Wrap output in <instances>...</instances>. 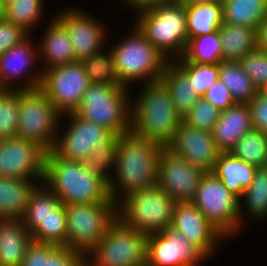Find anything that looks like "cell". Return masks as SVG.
I'll return each mask as SVG.
<instances>
[{
	"label": "cell",
	"instance_id": "obj_26",
	"mask_svg": "<svg viewBox=\"0 0 267 266\" xmlns=\"http://www.w3.org/2000/svg\"><path fill=\"white\" fill-rule=\"evenodd\" d=\"M239 201L242 226L245 217L252 222H261L267 218V166L256 168L252 183L244 190Z\"/></svg>",
	"mask_w": 267,
	"mask_h": 266
},
{
	"label": "cell",
	"instance_id": "obj_12",
	"mask_svg": "<svg viewBox=\"0 0 267 266\" xmlns=\"http://www.w3.org/2000/svg\"><path fill=\"white\" fill-rule=\"evenodd\" d=\"M90 85L81 61L43 71L39 89L62 114L73 113Z\"/></svg>",
	"mask_w": 267,
	"mask_h": 266
},
{
	"label": "cell",
	"instance_id": "obj_15",
	"mask_svg": "<svg viewBox=\"0 0 267 266\" xmlns=\"http://www.w3.org/2000/svg\"><path fill=\"white\" fill-rule=\"evenodd\" d=\"M59 11L55 17L66 27L77 61H82L107 47L110 41L108 24L99 21L82 8L64 7V10Z\"/></svg>",
	"mask_w": 267,
	"mask_h": 266
},
{
	"label": "cell",
	"instance_id": "obj_22",
	"mask_svg": "<svg viewBox=\"0 0 267 266\" xmlns=\"http://www.w3.org/2000/svg\"><path fill=\"white\" fill-rule=\"evenodd\" d=\"M252 129L249 105L235 103L220 112L211 134L221 152H230L237 141Z\"/></svg>",
	"mask_w": 267,
	"mask_h": 266
},
{
	"label": "cell",
	"instance_id": "obj_14",
	"mask_svg": "<svg viewBox=\"0 0 267 266\" xmlns=\"http://www.w3.org/2000/svg\"><path fill=\"white\" fill-rule=\"evenodd\" d=\"M33 37L29 35L0 56V77L7 89L24 91L40 87L43 70L36 68L41 64H37L39 50Z\"/></svg>",
	"mask_w": 267,
	"mask_h": 266
},
{
	"label": "cell",
	"instance_id": "obj_45",
	"mask_svg": "<svg viewBox=\"0 0 267 266\" xmlns=\"http://www.w3.org/2000/svg\"><path fill=\"white\" fill-rule=\"evenodd\" d=\"M248 105L252 128L267 135V93L259 90Z\"/></svg>",
	"mask_w": 267,
	"mask_h": 266
},
{
	"label": "cell",
	"instance_id": "obj_19",
	"mask_svg": "<svg viewBox=\"0 0 267 266\" xmlns=\"http://www.w3.org/2000/svg\"><path fill=\"white\" fill-rule=\"evenodd\" d=\"M171 226L209 259L226 240L192 202H176Z\"/></svg>",
	"mask_w": 267,
	"mask_h": 266
},
{
	"label": "cell",
	"instance_id": "obj_32",
	"mask_svg": "<svg viewBox=\"0 0 267 266\" xmlns=\"http://www.w3.org/2000/svg\"><path fill=\"white\" fill-rule=\"evenodd\" d=\"M61 204V201L41 183L32 192L21 220L32 234Z\"/></svg>",
	"mask_w": 267,
	"mask_h": 266
},
{
	"label": "cell",
	"instance_id": "obj_2",
	"mask_svg": "<svg viewBox=\"0 0 267 266\" xmlns=\"http://www.w3.org/2000/svg\"><path fill=\"white\" fill-rule=\"evenodd\" d=\"M140 86L136 97L131 95V133L166 148L183 118L173 104L169 89L161 80Z\"/></svg>",
	"mask_w": 267,
	"mask_h": 266
},
{
	"label": "cell",
	"instance_id": "obj_13",
	"mask_svg": "<svg viewBox=\"0 0 267 266\" xmlns=\"http://www.w3.org/2000/svg\"><path fill=\"white\" fill-rule=\"evenodd\" d=\"M65 120L67 123L64 124ZM112 135L98 124L91 123L77 114L67 113L61 116L53 151L61 158L83 162L94 152L96 146L105 143Z\"/></svg>",
	"mask_w": 267,
	"mask_h": 266
},
{
	"label": "cell",
	"instance_id": "obj_20",
	"mask_svg": "<svg viewBox=\"0 0 267 266\" xmlns=\"http://www.w3.org/2000/svg\"><path fill=\"white\" fill-rule=\"evenodd\" d=\"M166 148L172 154L186 159L205 173L212 172L221 153L210 132L191 127L183 121L172 142Z\"/></svg>",
	"mask_w": 267,
	"mask_h": 266
},
{
	"label": "cell",
	"instance_id": "obj_16",
	"mask_svg": "<svg viewBox=\"0 0 267 266\" xmlns=\"http://www.w3.org/2000/svg\"><path fill=\"white\" fill-rule=\"evenodd\" d=\"M207 259L171 225L147 236L146 266H201Z\"/></svg>",
	"mask_w": 267,
	"mask_h": 266
},
{
	"label": "cell",
	"instance_id": "obj_50",
	"mask_svg": "<svg viewBox=\"0 0 267 266\" xmlns=\"http://www.w3.org/2000/svg\"><path fill=\"white\" fill-rule=\"evenodd\" d=\"M184 5H195L209 2H222V0H179Z\"/></svg>",
	"mask_w": 267,
	"mask_h": 266
},
{
	"label": "cell",
	"instance_id": "obj_39",
	"mask_svg": "<svg viewBox=\"0 0 267 266\" xmlns=\"http://www.w3.org/2000/svg\"><path fill=\"white\" fill-rule=\"evenodd\" d=\"M192 83L197 95L203 97L207 89L219 79L218 64H197L188 61H172Z\"/></svg>",
	"mask_w": 267,
	"mask_h": 266
},
{
	"label": "cell",
	"instance_id": "obj_17",
	"mask_svg": "<svg viewBox=\"0 0 267 266\" xmlns=\"http://www.w3.org/2000/svg\"><path fill=\"white\" fill-rule=\"evenodd\" d=\"M46 152L36 144L14 136L0 140V177L43 182Z\"/></svg>",
	"mask_w": 267,
	"mask_h": 266
},
{
	"label": "cell",
	"instance_id": "obj_36",
	"mask_svg": "<svg viewBox=\"0 0 267 266\" xmlns=\"http://www.w3.org/2000/svg\"><path fill=\"white\" fill-rule=\"evenodd\" d=\"M230 152L257 168L267 166V135L252 129L237 141Z\"/></svg>",
	"mask_w": 267,
	"mask_h": 266
},
{
	"label": "cell",
	"instance_id": "obj_21",
	"mask_svg": "<svg viewBox=\"0 0 267 266\" xmlns=\"http://www.w3.org/2000/svg\"><path fill=\"white\" fill-rule=\"evenodd\" d=\"M44 34L37 39L39 42V60L43 71L56 66L76 62L70 36L66 27L55 17L47 21ZM45 62V63H43ZM44 65V66H43Z\"/></svg>",
	"mask_w": 267,
	"mask_h": 266
},
{
	"label": "cell",
	"instance_id": "obj_52",
	"mask_svg": "<svg viewBox=\"0 0 267 266\" xmlns=\"http://www.w3.org/2000/svg\"><path fill=\"white\" fill-rule=\"evenodd\" d=\"M3 9H4L3 3L2 0H0V16H2Z\"/></svg>",
	"mask_w": 267,
	"mask_h": 266
},
{
	"label": "cell",
	"instance_id": "obj_34",
	"mask_svg": "<svg viewBox=\"0 0 267 266\" xmlns=\"http://www.w3.org/2000/svg\"><path fill=\"white\" fill-rule=\"evenodd\" d=\"M174 61H188L197 64H218L223 61L219 30L210 34L190 38L181 58Z\"/></svg>",
	"mask_w": 267,
	"mask_h": 266
},
{
	"label": "cell",
	"instance_id": "obj_5",
	"mask_svg": "<svg viewBox=\"0 0 267 266\" xmlns=\"http://www.w3.org/2000/svg\"><path fill=\"white\" fill-rule=\"evenodd\" d=\"M132 26L129 34L110 49L118 81L128 88L159 81L169 63L134 23Z\"/></svg>",
	"mask_w": 267,
	"mask_h": 266
},
{
	"label": "cell",
	"instance_id": "obj_48",
	"mask_svg": "<svg viewBox=\"0 0 267 266\" xmlns=\"http://www.w3.org/2000/svg\"><path fill=\"white\" fill-rule=\"evenodd\" d=\"M257 49L267 52V15L257 29Z\"/></svg>",
	"mask_w": 267,
	"mask_h": 266
},
{
	"label": "cell",
	"instance_id": "obj_3",
	"mask_svg": "<svg viewBox=\"0 0 267 266\" xmlns=\"http://www.w3.org/2000/svg\"><path fill=\"white\" fill-rule=\"evenodd\" d=\"M63 205L116 203L108 184L85 169L82 162L59 157L53 150L46 153L42 182Z\"/></svg>",
	"mask_w": 267,
	"mask_h": 266
},
{
	"label": "cell",
	"instance_id": "obj_27",
	"mask_svg": "<svg viewBox=\"0 0 267 266\" xmlns=\"http://www.w3.org/2000/svg\"><path fill=\"white\" fill-rule=\"evenodd\" d=\"M223 61H239L257 49V30L223 23L219 28Z\"/></svg>",
	"mask_w": 267,
	"mask_h": 266
},
{
	"label": "cell",
	"instance_id": "obj_8",
	"mask_svg": "<svg viewBox=\"0 0 267 266\" xmlns=\"http://www.w3.org/2000/svg\"><path fill=\"white\" fill-rule=\"evenodd\" d=\"M62 114L38 88L20 90V107L16 136L32 142L46 153L56 143Z\"/></svg>",
	"mask_w": 267,
	"mask_h": 266
},
{
	"label": "cell",
	"instance_id": "obj_29",
	"mask_svg": "<svg viewBox=\"0 0 267 266\" xmlns=\"http://www.w3.org/2000/svg\"><path fill=\"white\" fill-rule=\"evenodd\" d=\"M160 80L169 89L173 104L182 117L200 99L190 79L173 62L166 65Z\"/></svg>",
	"mask_w": 267,
	"mask_h": 266
},
{
	"label": "cell",
	"instance_id": "obj_41",
	"mask_svg": "<svg viewBox=\"0 0 267 266\" xmlns=\"http://www.w3.org/2000/svg\"><path fill=\"white\" fill-rule=\"evenodd\" d=\"M220 112L212 103L201 97L182 118L185 124L211 133L219 119Z\"/></svg>",
	"mask_w": 267,
	"mask_h": 266
},
{
	"label": "cell",
	"instance_id": "obj_23",
	"mask_svg": "<svg viewBox=\"0 0 267 266\" xmlns=\"http://www.w3.org/2000/svg\"><path fill=\"white\" fill-rule=\"evenodd\" d=\"M32 242V235L21 219H0L1 266H20Z\"/></svg>",
	"mask_w": 267,
	"mask_h": 266
},
{
	"label": "cell",
	"instance_id": "obj_4",
	"mask_svg": "<svg viewBox=\"0 0 267 266\" xmlns=\"http://www.w3.org/2000/svg\"><path fill=\"white\" fill-rule=\"evenodd\" d=\"M134 12L133 23L169 62L182 57L188 42L186 11L182 2L154 3Z\"/></svg>",
	"mask_w": 267,
	"mask_h": 266
},
{
	"label": "cell",
	"instance_id": "obj_31",
	"mask_svg": "<svg viewBox=\"0 0 267 266\" xmlns=\"http://www.w3.org/2000/svg\"><path fill=\"white\" fill-rule=\"evenodd\" d=\"M219 79L227 86L235 103L249 104L259 91L239 61L219 63Z\"/></svg>",
	"mask_w": 267,
	"mask_h": 266
},
{
	"label": "cell",
	"instance_id": "obj_54",
	"mask_svg": "<svg viewBox=\"0 0 267 266\" xmlns=\"http://www.w3.org/2000/svg\"><path fill=\"white\" fill-rule=\"evenodd\" d=\"M261 91L266 92L267 93V83L265 84V86L261 89Z\"/></svg>",
	"mask_w": 267,
	"mask_h": 266
},
{
	"label": "cell",
	"instance_id": "obj_49",
	"mask_svg": "<svg viewBox=\"0 0 267 266\" xmlns=\"http://www.w3.org/2000/svg\"><path fill=\"white\" fill-rule=\"evenodd\" d=\"M124 4L131 9L128 10H136L141 7L149 6L154 3H160V2H169V1H174V0H122Z\"/></svg>",
	"mask_w": 267,
	"mask_h": 266
},
{
	"label": "cell",
	"instance_id": "obj_53",
	"mask_svg": "<svg viewBox=\"0 0 267 266\" xmlns=\"http://www.w3.org/2000/svg\"><path fill=\"white\" fill-rule=\"evenodd\" d=\"M13 0H2L3 6L9 4L10 2H12Z\"/></svg>",
	"mask_w": 267,
	"mask_h": 266
},
{
	"label": "cell",
	"instance_id": "obj_30",
	"mask_svg": "<svg viewBox=\"0 0 267 266\" xmlns=\"http://www.w3.org/2000/svg\"><path fill=\"white\" fill-rule=\"evenodd\" d=\"M225 24L258 29L267 15V0H222Z\"/></svg>",
	"mask_w": 267,
	"mask_h": 266
},
{
	"label": "cell",
	"instance_id": "obj_38",
	"mask_svg": "<svg viewBox=\"0 0 267 266\" xmlns=\"http://www.w3.org/2000/svg\"><path fill=\"white\" fill-rule=\"evenodd\" d=\"M86 74L90 83L121 85L114 69L113 55L110 47L83 59Z\"/></svg>",
	"mask_w": 267,
	"mask_h": 266
},
{
	"label": "cell",
	"instance_id": "obj_47",
	"mask_svg": "<svg viewBox=\"0 0 267 266\" xmlns=\"http://www.w3.org/2000/svg\"><path fill=\"white\" fill-rule=\"evenodd\" d=\"M20 266H46V244L32 242L28 246Z\"/></svg>",
	"mask_w": 267,
	"mask_h": 266
},
{
	"label": "cell",
	"instance_id": "obj_7",
	"mask_svg": "<svg viewBox=\"0 0 267 266\" xmlns=\"http://www.w3.org/2000/svg\"><path fill=\"white\" fill-rule=\"evenodd\" d=\"M176 202L157 185L134 192L117 204L118 219L145 235L159 233L172 224Z\"/></svg>",
	"mask_w": 267,
	"mask_h": 266
},
{
	"label": "cell",
	"instance_id": "obj_46",
	"mask_svg": "<svg viewBox=\"0 0 267 266\" xmlns=\"http://www.w3.org/2000/svg\"><path fill=\"white\" fill-rule=\"evenodd\" d=\"M203 98L212 103L220 111H224L235 104L227 86L220 79L207 89Z\"/></svg>",
	"mask_w": 267,
	"mask_h": 266
},
{
	"label": "cell",
	"instance_id": "obj_33",
	"mask_svg": "<svg viewBox=\"0 0 267 266\" xmlns=\"http://www.w3.org/2000/svg\"><path fill=\"white\" fill-rule=\"evenodd\" d=\"M45 3L44 0H13L4 6L2 17L33 35L34 27L40 26L42 18L44 21Z\"/></svg>",
	"mask_w": 267,
	"mask_h": 266
},
{
	"label": "cell",
	"instance_id": "obj_28",
	"mask_svg": "<svg viewBox=\"0 0 267 266\" xmlns=\"http://www.w3.org/2000/svg\"><path fill=\"white\" fill-rule=\"evenodd\" d=\"M188 40L217 32L224 23L222 2L185 5Z\"/></svg>",
	"mask_w": 267,
	"mask_h": 266
},
{
	"label": "cell",
	"instance_id": "obj_40",
	"mask_svg": "<svg viewBox=\"0 0 267 266\" xmlns=\"http://www.w3.org/2000/svg\"><path fill=\"white\" fill-rule=\"evenodd\" d=\"M20 90L7 89L0 95V140L16 136Z\"/></svg>",
	"mask_w": 267,
	"mask_h": 266
},
{
	"label": "cell",
	"instance_id": "obj_25",
	"mask_svg": "<svg viewBox=\"0 0 267 266\" xmlns=\"http://www.w3.org/2000/svg\"><path fill=\"white\" fill-rule=\"evenodd\" d=\"M257 167L236 158L231 152H221L212 173L239 199L252 183Z\"/></svg>",
	"mask_w": 267,
	"mask_h": 266
},
{
	"label": "cell",
	"instance_id": "obj_51",
	"mask_svg": "<svg viewBox=\"0 0 267 266\" xmlns=\"http://www.w3.org/2000/svg\"><path fill=\"white\" fill-rule=\"evenodd\" d=\"M7 90V88L3 85V82L0 77V95L4 93Z\"/></svg>",
	"mask_w": 267,
	"mask_h": 266
},
{
	"label": "cell",
	"instance_id": "obj_44",
	"mask_svg": "<svg viewBox=\"0 0 267 266\" xmlns=\"http://www.w3.org/2000/svg\"><path fill=\"white\" fill-rule=\"evenodd\" d=\"M28 36L29 34L21 27L0 16V56Z\"/></svg>",
	"mask_w": 267,
	"mask_h": 266
},
{
	"label": "cell",
	"instance_id": "obj_43",
	"mask_svg": "<svg viewBox=\"0 0 267 266\" xmlns=\"http://www.w3.org/2000/svg\"><path fill=\"white\" fill-rule=\"evenodd\" d=\"M46 266H85V256L66 246L46 244Z\"/></svg>",
	"mask_w": 267,
	"mask_h": 266
},
{
	"label": "cell",
	"instance_id": "obj_1",
	"mask_svg": "<svg viewBox=\"0 0 267 266\" xmlns=\"http://www.w3.org/2000/svg\"><path fill=\"white\" fill-rule=\"evenodd\" d=\"M161 144L131 132L118 137L115 169L108 185L117 204L126 196L156 185Z\"/></svg>",
	"mask_w": 267,
	"mask_h": 266
},
{
	"label": "cell",
	"instance_id": "obj_24",
	"mask_svg": "<svg viewBox=\"0 0 267 266\" xmlns=\"http://www.w3.org/2000/svg\"><path fill=\"white\" fill-rule=\"evenodd\" d=\"M39 184L36 179L0 177V219H21L32 192Z\"/></svg>",
	"mask_w": 267,
	"mask_h": 266
},
{
	"label": "cell",
	"instance_id": "obj_10",
	"mask_svg": "<svg viewBox=\"0 0 267 266\" xmlns=\"http://www.w3.org/2000/svg\"><path fill=\"white\" fill-rule=\"evenodd\" d=\"M147 235L117 219L85 255V266H146Z\"/></svg>",
	"mask_w": 267,
	"mask_h": 266
},
{
	"label": "cell",
	"instance_id": "obj_42",
	"mask_svg": "<svg viewBox=\"0 0 267 266\" xmlns=\"http://www.w3.org/2000/svg\"><path fill=\"white\" fill-rule=\"evenodd\" d=\"M246 75L258 90L267 83V52L256 49L239 60Z\"/></svg>",
	"mask_w": 267,
	"mask_h": 266
},
{
	"label": "cell",
	"instance_id": "obj_9",
	"mask_svg": "<svg viewBox=\"0 0 267 266\" xmlns=\"http://www.w3.org/2000/svg\"><path fill=\"white\" fill-rule=\"evenodd\" d=\"M67 247L88 254L118 219L117 203H78L65 206Z\"/></svg>",
	"mask_w": 267,
	"mask_h": 266
},
{
	"label": "cell",
	"instance_id": "obj_37",
	"mask_svg": "<svg viewBox=\"0 0 267 266\" xmlns=\"http://www.w3.org/2000/svg\"><path fill=\"white\" fill-rule=\"evenodd\" d=\"M33 242L67 247L66 209L61 204L31 234Z\"/></svg>",
	"mask_w": 267,
	"mask_h": 266
},
{
	"label": "cell",
	"instance_id": "obj_18",
	"mask_svg": "<svg viewBox=\"0 0 267 266\" xmlns=\"http://www.w3.org/2000/svg\"><path fill=\"white\" fill-rule=\"evenodd\" d=\"M205 172L165 148L159 158L156 185L175 202H191Z\"/></svg>",
	"mask_w": 267,
	"mask_h": 266
},
{
	"label": "cell",
	"instance_id": "obj_6",
	"mask_svg": "<svg viewBox=\"0 0 267 266\" xmlns=\"http://www.w3.org/2000/svg\"><path fill=\"white\" fill-rule=\"evenodd\" d=\"M131 88L124 85L90 83L78 108L81 118L121 136L131 132Z\"/></svg>",
	"mask_w": 267,
	"mask_h": 266
},
{
	"label": "cell",
	"instance_id": "obj_35",
	"mask_svg": "<svg viewBox=\"0 0 267 266\" xmlns=\"http://www.w3.org/2000/svg\"><path fill=\"white\" fill-rule=\"evenodd\" d=\"M118 137L113 134L105 143L96 146L94 152L82 162L85 169L108 185L115 169Z\"/></svg>",
	"mask_w": 267,
	"mask_h": 266
},
{
	"label": "cell",
	"instance_id": "obj_11",
	"mask_svg": "<svg viewBox=\"0 0 267 266\" xmlns=\"http://www.w3.org/2000/svg\"><path fill=\"white\" fill-rule=\"evenodd\" d=\"M191 202L226 239L241 231L239 198L212 172L203 175Z\"/></svg>",
	"mask_w": 267,
	"mask_h": 266
}]
</instances>
